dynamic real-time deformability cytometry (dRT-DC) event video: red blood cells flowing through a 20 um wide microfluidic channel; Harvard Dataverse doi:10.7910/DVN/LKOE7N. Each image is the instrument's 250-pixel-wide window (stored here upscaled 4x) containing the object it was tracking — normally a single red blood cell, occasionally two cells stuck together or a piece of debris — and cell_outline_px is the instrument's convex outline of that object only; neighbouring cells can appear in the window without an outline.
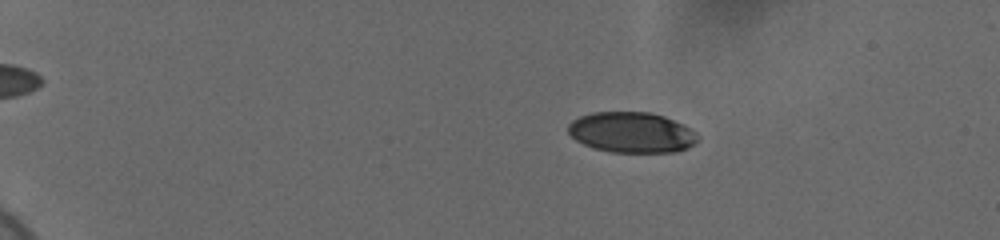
{"species": "human", "species_latin": "Homo sapiens", "temperature_condition": "cold", "stored_images_in_passage": 59, "camera_frame_rate_fps": 3000, "um_per_image_px": 0.085, "donor": {"sex": "female"}, "frame": {"image": 1, "passage_image": 13, "time_ms": 4.0, "image_size_px": [1000, 240], "cell_outline_px": [[700, 136], [688, 148], [676, 152], [608, 152], [592, 148], [576, 140], [568, 132], [568, 124], [572, 120], [580, 116], [592, 112], [648, 112], [664, 116], [684, 124], [696, 132]], "centroid_in_image_um": [53.69, 11.25], "position_along_channel_um": 31.3, "area_um2": 30.81}}
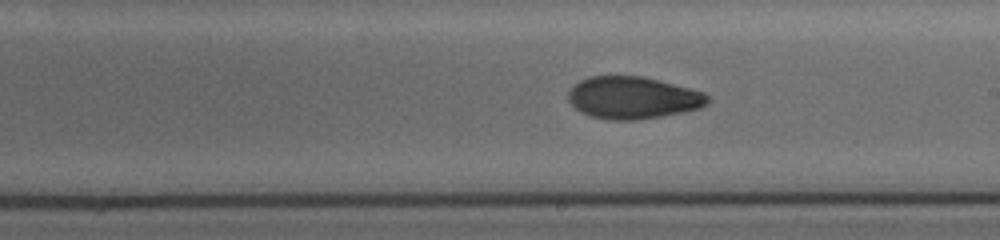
{"frame": {"image": 2, "passage_image": 38, "time_ms": 12.333, "image_size_px": [1000, 240], "cell_outline_px": [[708, 104], [700, 108], [660, 116], [636, 120], [612, 120], [592, 116], [580, 112], [568, 100], [568, 92], [580, 80], [588, 76], [644, 76], [704, 92], [708, 96]], "centroid_in_image_um": [53.79, 8.3], "position_along_channel_um": 235.2, "area_um2": 34.04}}
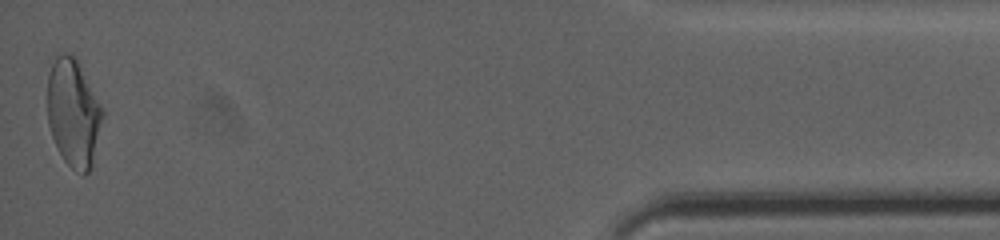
{"frame": {"image": 3, "passage_image": 59, "time_ms": 19.333, "image_size_px": [1000, 240], "cell_outline_px": [[104, 116], [92, 168], [84, 176], [76, 172], [64, 160], [52, 136], [48, 124], [48, 76], [52, 64], [56, 56], [64, 52], [68, 52], [76, 56], [104, 112]], "centroid_in_image_um": [6.26, 9.61], "position_along_channel_um": 428.9, "area_um2": 34.8}, "authors_computed_cell_mechanics": {"area_um2": 33.1772, "velocity_mm_per_s": 3.7043, "shape_relaxation_time_tau1_ms": null, "shape_relaxation_time_tau2_ms": 2.1053, "deformation_change_tau1": null, "deformation_change_tau2": 0.0743}}